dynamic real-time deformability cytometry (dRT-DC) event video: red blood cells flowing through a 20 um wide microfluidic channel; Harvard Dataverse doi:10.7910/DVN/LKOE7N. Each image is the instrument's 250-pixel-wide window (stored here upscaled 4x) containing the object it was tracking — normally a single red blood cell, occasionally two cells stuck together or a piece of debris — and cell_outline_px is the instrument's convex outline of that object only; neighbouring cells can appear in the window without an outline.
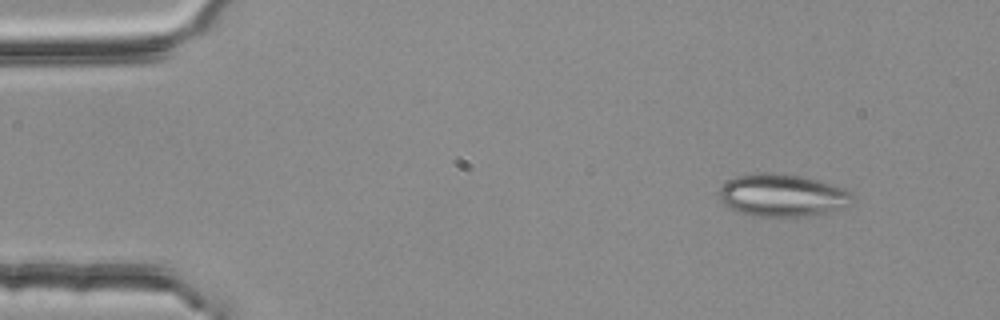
{"species": "common noctule bat (a hibernating species)", "species_latin": "Nyctalus noctula", "temperature_condition": "room temperature", "stored_images_in_passage": 4, "camera_frame_rate_fps": 3000, "um_per_image_px": 0.085, "animal": {"sex": "female", "body_mass_g": 25.1}, "frame": {"image": 1, "passage_image": 2, "time_ms": 0.333, "image_size_px": [1000, 320], "cell_outline_px": [[852, 196], [844, 208], [804, 216], [752, 216], [740, 212], [724, 204], [720, 200], [720, 188], [728, 180], [736, 176], [756, 172], [768, 172], [804, 176], [844, 188], [852, 192]], "centroid_in_image_um": [66.47, 16.58], "position_along_channel_um": 18.5, "area_um2": 32.71}}